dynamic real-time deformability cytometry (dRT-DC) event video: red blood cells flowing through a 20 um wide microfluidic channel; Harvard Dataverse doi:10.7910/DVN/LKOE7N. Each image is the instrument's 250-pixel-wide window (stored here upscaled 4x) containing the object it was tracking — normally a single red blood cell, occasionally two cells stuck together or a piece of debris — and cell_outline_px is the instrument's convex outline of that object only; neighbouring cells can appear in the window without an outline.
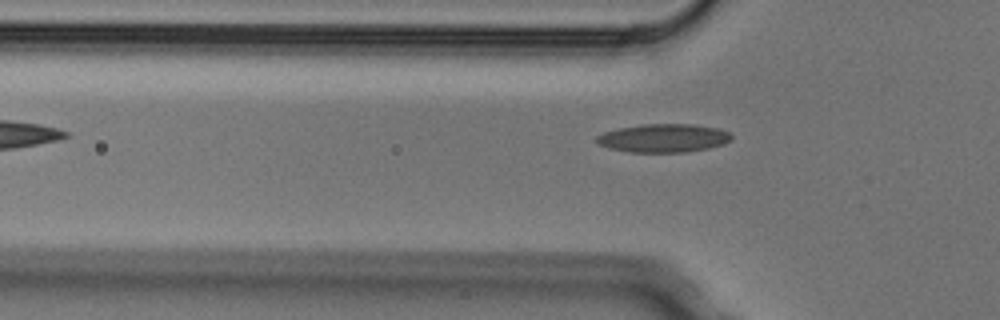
{"species": "Egyptian fruit bat (a non-hibernating species)", "species_latin": "Rousettus aegyptiacus", "temperature_condition": "cold", "stored_images_in_passage": 5, "camera_frame_rate_fps": 3000, "um_per_image_px": 0.085, "animal": {"sex": "male"}, "frame": {"image": 1, "passage_image": 5, "time_ms": 1.333, "image_size_px": [1000, 320], "cell_outline_px": [[732, 140], [724, 144], [708, 148], [684, 152], [632, 152], [608, 148], [600, 144], [596, 140], [596, 136], [604, 132], [620, 128], [640, 124], [692, 124], [720, 128], [728, 132], [732, 136]], "centroid_in_image_um": [56.43, 11.73], "position_along_channel_um": 69.4, "area_um2": 22.31}}